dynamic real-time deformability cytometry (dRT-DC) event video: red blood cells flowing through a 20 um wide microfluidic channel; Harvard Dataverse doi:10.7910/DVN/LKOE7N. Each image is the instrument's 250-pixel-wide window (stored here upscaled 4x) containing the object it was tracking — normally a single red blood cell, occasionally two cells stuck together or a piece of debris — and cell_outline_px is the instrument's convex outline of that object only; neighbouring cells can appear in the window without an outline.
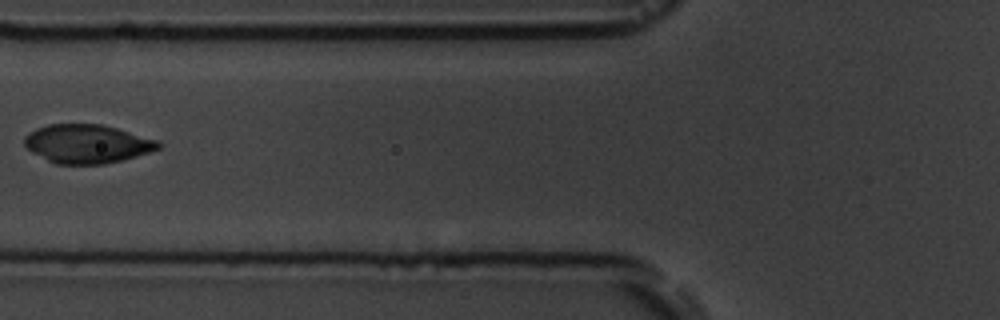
{"species": "common noctule bat (a hibernating species)", "species_latin": "Nyctalus noctula", "temperature_condition": "room temperature", "stored_images_in_passage": 8, "camera_frame_rate_fps": 3000, "um_per_image_px": 0.085, "animal": {"sex": "male", "body_mass_g": 19.5, "forearm_length_mm": 54.6}, "frame": {"image": 1, "passage_image": 7, "time_ms": 7.0, "image_size_px": [1000, 320], "cell_outline_px": [[164, 144], [160, 148], [152, 152], [124, 160], [104, 164], [56, 164], [32, 152], [24, 144], [24, 136], [28, 132], [36, 128], [48, 124], [100, 124], [116, 128], [160, 140]], "centroid_in_image_um": [7.45, 12.23], "position_along_channel_um": 118.3, "area_um2": 30.52}}
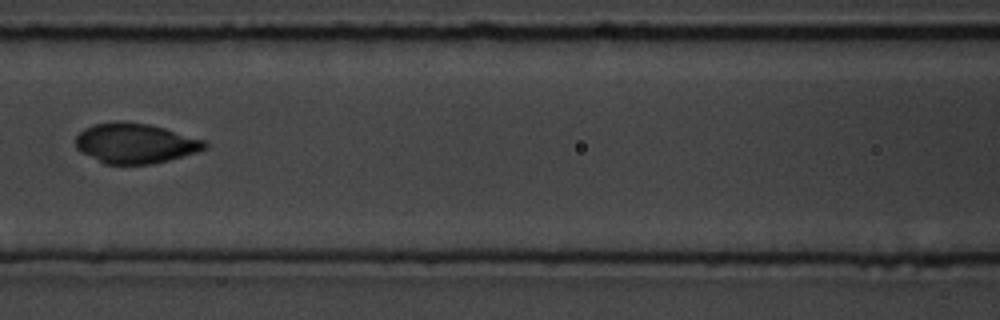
{"frame": {"image": 2, "passage_image": 8, "time_ms": 8.0, "image_size_px": [1000, 320], "cell_outline_px": [[208, 148], [196, 152], [168, 160], [152, 164], [104, 164], [80, 152], [76, 148], [76, 136], [84, 128], [92, 124], [116, 120], [124, 120], [148, 124], [164, 128], [204, 140], [208, 144]], "centroid_in_image_um": [11.46, 12.17], "position_along_channel_um": 155.1, "area_um2": 30.35}}